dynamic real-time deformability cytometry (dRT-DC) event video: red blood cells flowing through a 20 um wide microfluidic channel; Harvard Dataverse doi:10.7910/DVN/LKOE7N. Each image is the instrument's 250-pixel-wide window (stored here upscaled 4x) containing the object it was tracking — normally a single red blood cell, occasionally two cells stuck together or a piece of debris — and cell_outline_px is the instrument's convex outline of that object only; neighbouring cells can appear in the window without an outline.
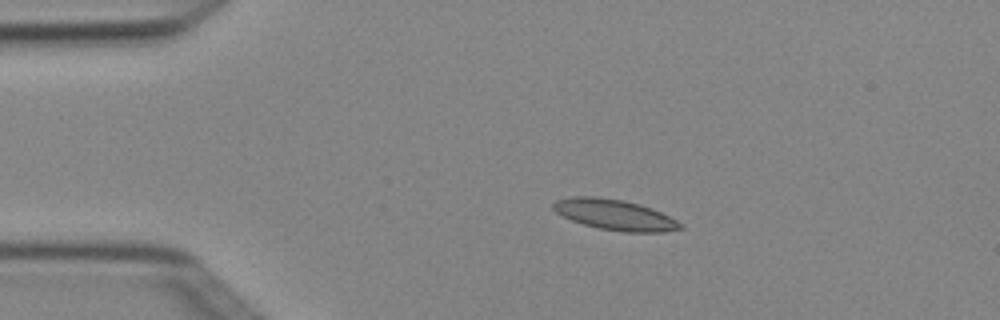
{"species": "Egyptian fruit bat (a non-hibernating species)", "species_latin": "Rousettus aegyptiacus", "temperature_condition": "cold", "stored_images_in_passage": 3, "camera_frame_rate_fps": 3000, "um_per_image_px": 0.085, "animal": {"sex": "female"}, "frame": {"image": 1, "passage_image": 2, "time_ms": 0.333, "image_size_px": [1000, 320], "cell_outline_px": [[684, 228], [664, 232], [624, 232], [600, 228], [584, 224], [572, 220], [556, 212], [552, 208], [552, 204], [556, 200], [572, 196], [596, 196], [624, 200], [640, 204], [652, 208], [684, 224]], "centroid_in_image_um": [52.27, 18.24], "position_along_channel_um": 32.7, "area_um2": 22.66}}